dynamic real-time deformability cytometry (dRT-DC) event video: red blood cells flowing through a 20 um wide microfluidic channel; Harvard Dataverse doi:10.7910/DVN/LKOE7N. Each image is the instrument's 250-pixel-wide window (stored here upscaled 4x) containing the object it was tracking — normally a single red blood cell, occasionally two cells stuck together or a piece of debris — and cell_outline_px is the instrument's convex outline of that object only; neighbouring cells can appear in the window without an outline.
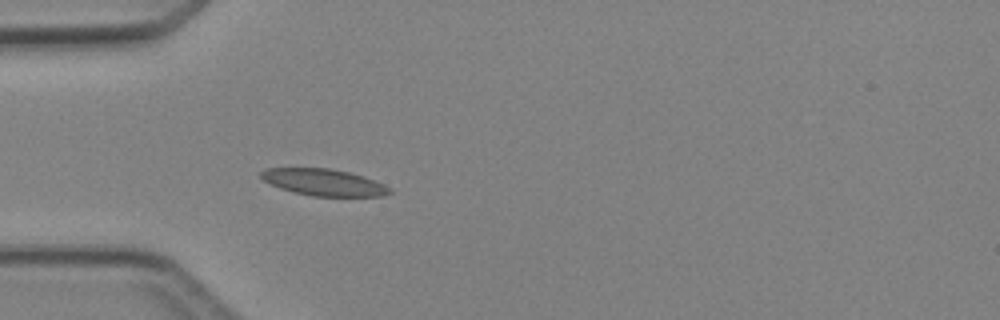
{"species": "Egyptian fruit bat (a non-hibernating species)", "species_latin": "Rousettus aegyptiacus", "temperature_condition": "cold", "stored_images_in_passage": 4, "camera_frame_rate_fps": 3000, "um_per_image_px": 0.085, "animal": {"sex": "female"}, "frame": {"image": 1, "passage_image": 4, "time_ms": 3.667, "image_size_px": [1000, 320], "cell_outline_px": [[392, 192], [384, 196], [312, 196], [292, 192], [280, 188], [264, 180], [260, 176], [260, 172], [264, 168], [328, 168], [348, 172], [364, 176], [384, 184], [392, 188]], "centroid_in_image_um": [27.54, 15.5], "position_along_channel_um": 57.5, "area_um2": 20.06}}